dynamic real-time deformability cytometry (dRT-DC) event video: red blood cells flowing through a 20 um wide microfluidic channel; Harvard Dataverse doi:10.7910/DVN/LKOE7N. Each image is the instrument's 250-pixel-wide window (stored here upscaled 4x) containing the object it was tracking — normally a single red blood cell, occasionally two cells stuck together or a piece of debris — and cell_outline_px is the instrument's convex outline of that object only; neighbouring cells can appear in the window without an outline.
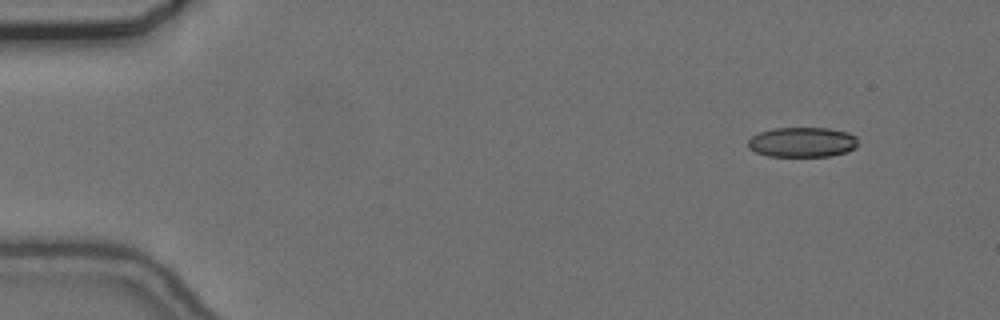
{"species": "common noctule bat (a hibernating species)", "species_latin": "Nyctalus noctula", "temperature_condition": "cold", "stored_images_in_passage": 52, "camera_frame_rate_fps": 3000, "um_per_image_px": 0.085, "animal": {"sex": "female", "body_mass_g": 24.6, "forearm_length_mm": 56.2}, "frame": {"image": 1, "passage_image": 1, "time_ms": 0.0, "image_size_px": [1000, 320], "cell_outline_px": [[856, 148], [848, 152], [832, 156], [768, 156], [756, 152], [748, 148], [748, 140], [752, 136], [760, 132], [772, 128], [828, 128], [848, 132], [856, 136]], "centroid_in_image_um": [68.2, 12.08], "position_along_channel_um": 16.8, "area_um2": 19.31}}
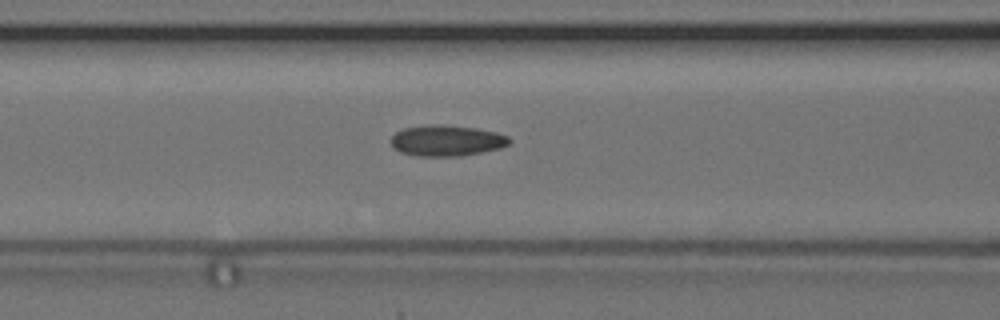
{"frame": {"image": 2, "passage_image": 19, "time_ms": 6.0, "image_size_px": [1000, 320], "cell_outline_px": [[512, 140], [508, 144], [500, 148], [460, 156], [416, 156], [400, 152], [392, 144], [392, 136], [396, 132], [404, 128], [428, 124], [448, 124], [476, 128], [496, 132], [508, 136]], "centroid_in_image_um": [37.98, 11.93], "position_along_channel_um": 128.6, "area_um2": 21.39}}
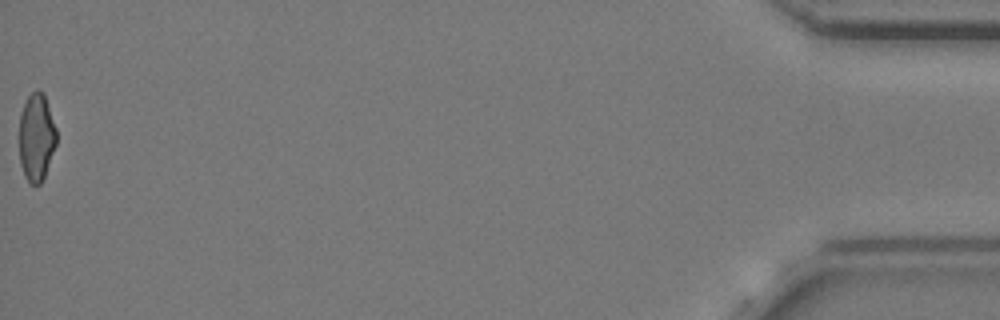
{"frame": {"image": 3, "passage_image": 52, "time_ms": 17.0, "image_size_px": [1000, 320], "cell_outline_px": [[56, 144], [44, 176], [40, 184], [28, 184], [24, 176], [20, 164], [20, 112], [28, 96], [36, 88], [40, 88], [44, 92], [56, 128]], "centroid_in_image_um": [3.09, 11.64], "position_along_channel_um": 432.1, "area_um2": 19.13}, "authors_computed_cell_mechanics": {"area_um2": 20.2011, "velocity_mm_per_s": 3.6712, "shape_relaxation_time_tau1_ms": 8.8026, "shape_relaxation_time_tau2_ms": 3.1687, "deformation_change_tau1": 0.145, "deformation_change_tau2": 0.1003}}